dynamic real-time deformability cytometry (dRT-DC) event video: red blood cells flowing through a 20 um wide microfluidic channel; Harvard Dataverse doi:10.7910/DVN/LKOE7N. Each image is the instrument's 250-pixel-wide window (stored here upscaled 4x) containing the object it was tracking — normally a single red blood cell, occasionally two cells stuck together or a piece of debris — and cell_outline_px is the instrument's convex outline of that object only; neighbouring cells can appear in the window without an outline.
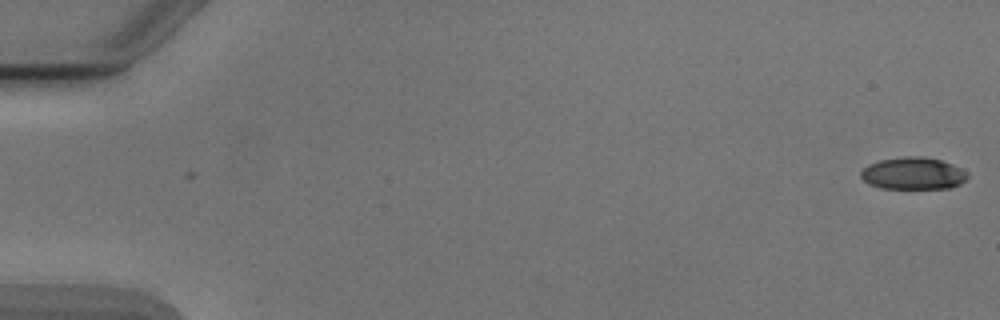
{"species": "Egyptian fruit bat (a non-hibernating species)", "species_latin": "Rousettus aegyptiacus", "temperature_condition": "cold", "stored_images_in_passage": 2, "camera_frame_rate_fps": 3000, "um_per_image_px": 0.085, "animal": {"sex": "male"}, "frame": {"image": 1, "passage_image": 2, "time_ms": 1.333, "image_size_px": [1000, 320], "cell_outline_px": [[968, 176], [960, 184], [948, 188], [880, 188], [868, 184], [860, 176], [860, 172], [868, 164], [880, 160], [908, 156], [920, 156], [940, 160], [952, 164], [968, 172]], "centroid_in_image_um": [77.6, 14.74], "position_along_channel_um": 7.4, "area_um2": 19.88}}